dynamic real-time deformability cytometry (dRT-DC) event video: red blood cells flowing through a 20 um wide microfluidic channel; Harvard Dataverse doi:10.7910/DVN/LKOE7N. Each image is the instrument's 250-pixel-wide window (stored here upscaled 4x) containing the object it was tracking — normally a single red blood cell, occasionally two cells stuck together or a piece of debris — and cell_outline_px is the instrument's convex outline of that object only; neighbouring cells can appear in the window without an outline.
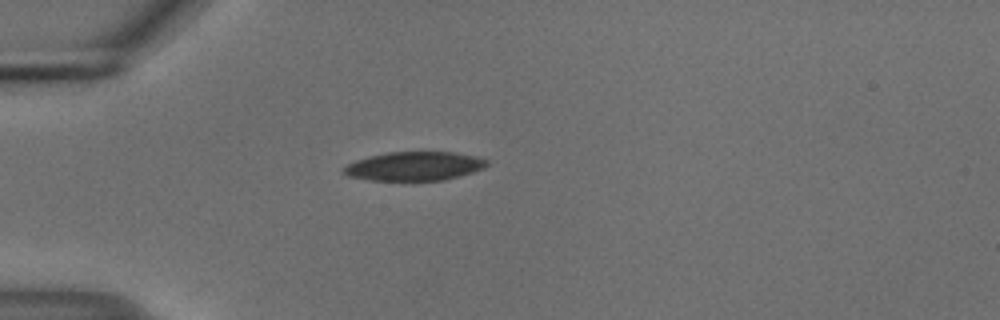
{"species": "common noctule bat (a hibernating species)", "species_latin": "Nyctalus noctula", "temperature_condition": "cold", "stored_images_in_passage": 40, "camera_frame_rate_fps": 3000, "um_per_image_px": 0.085, "animal": {"sex": "male", "body_mass_g": 18.8}, "frame": {"image": 1, "passage_image": 1, "time_ms": 0.0, "image_size_px": [1000, 320], "cell_outline_px": [[488, 164], [484, 168], [472, 172], [444, 180], [368, 180], [348, 176], [340, 172], [348, 164], [356, 160], [368, 156], [388, 152], [452, 152], [476, 156], [488, 160]], "centroid_in_image_um": [35.2, 14.12], "position_along_channel_um": 49.8, "area_um2": 24.04}}
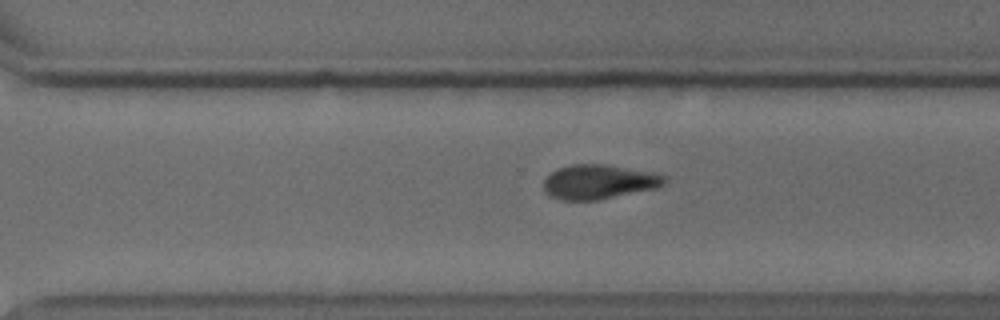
{"frame": {"image": 2, "passage_image": 24, "time_ms": 7.667, "image_size_px": [1000, 320], "cell_outline_px": [[668, 180], [664, 184], [656, 188], [600, 200], [560, 200], [548, 196], [544, 192], [544, 180], [556, 168], [572, 164], [604, 164], [652, 172], [668, 176]], "centroid_in_image_um": [50.9, 15.46], "position_along_channel_um": 319.7, "area_um2": 24.51}}
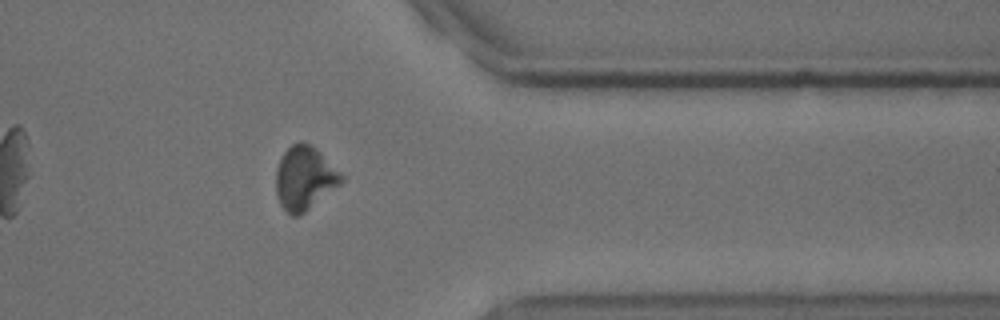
{"frame": {"image": 3, "passage_image": 30, "time_ms": 9.667, "image_size_px": [1000, 320], "cell_outline_px": [[344, 180], [340, 184], [300, 216], [292, 216], [280, 204], [276, 192], [276, 168], [284, 152], [292, 144], [300, 140], [316, 148], [344, 176]], "centroid_in_image_um": [25.88, 15.14], "position_along_channel_um": 385.5, "area_um2": 24.04}, "authors_computed_cell_mechanics": {"area_um2": 24.7673, "velocity_mm_per_s": 3.7341, "shape_relaxation_time_tau1_ms": 3.3556, "shape_relaxation_time_tau2_ms": null, "deformation_change_tau1": 0.1028, "deformation_change_tau2": null}}